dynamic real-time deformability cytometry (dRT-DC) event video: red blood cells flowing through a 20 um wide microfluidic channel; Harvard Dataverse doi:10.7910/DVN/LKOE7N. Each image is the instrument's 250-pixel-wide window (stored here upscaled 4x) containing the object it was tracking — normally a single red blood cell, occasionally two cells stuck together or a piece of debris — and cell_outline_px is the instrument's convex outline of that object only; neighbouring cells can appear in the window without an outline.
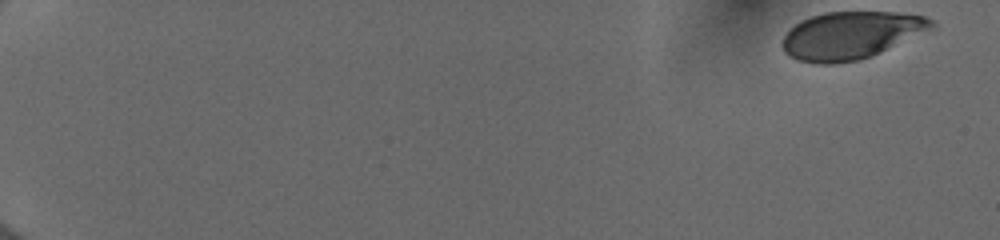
{"species": "human", "species_latin": "Homo sapiens", "temperature_condition": "cold", "stored_images_in_passage": 53, "camera_frame_rate_fps": 3000, "um_per_image_px": 0.085, "donor": {"sex": "female"}, "frame": {"image": 1, "passage_image": 1, "time_ms": 0.0, "image_size_px": [1000, 240], "cell_outline_px": [[936, 28], [860, 60], [832, 64], [816, 64], [800, 60], [784, 52], [784, 36], [788, 28], [800, 20], [824, 12], [896, 12], [924, 16], [936, 20]], "centroid_in_image_um": [72.36, 2.98], "position_along_channel_um": 12.6, "area_um2": 41.33}}
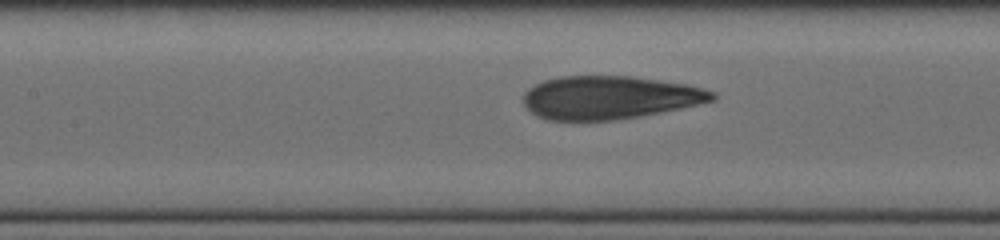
{"frame": {"image": 2, "passage_image": 27, "time_ms": 8.667, "image_size_px": [1000, 240], "cell_outline_px": [[716, 100], [680, 108], [640, 116], [612, 120], [544, 120], [536, 116], [524, 104], [524, 92], [528, 88], [544, 80], [560, 76], [632, 76], [688, 84], [704, 88], [716, 92]], "centroid_in_image_um": [51.82, 8.28], "position_along_channel_um": 155.6, "area_um2": 47.63}}
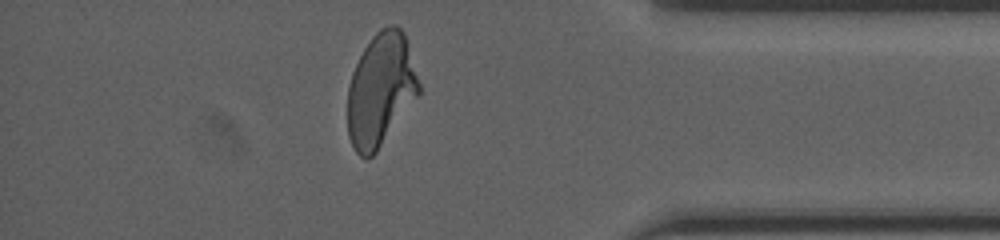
{"frame": {"image": 3, "passage_image": 47, "time_ms": 15.333, "image_size_px": [1000, 240], "cell_outline_px": [[420, 96], [376, 152], [368, 160], [364, 160], [356, 152], [348, 136], [348, 88], [352, 72], [364, 48], [372, 36], [380, 28], [388, 24], [396, 24], [404, 32], [420, 84]], "centroid_in_image_um": [32.37, 7.65], "position_along_channel_um": 402.8, "area_um2": 47.4}, "authors_computed_cell_mechanics": {"area_um2": 47.396, "velocity_mm_per_s": 3.9879, "shape_relaxation_time_tau1_ms": 4.683, "shape_relaxation_time_tau2_ms": 0.8162, "deformation_change_tau1": 0.1809, "deformation_change_tau2": 0.0869}}